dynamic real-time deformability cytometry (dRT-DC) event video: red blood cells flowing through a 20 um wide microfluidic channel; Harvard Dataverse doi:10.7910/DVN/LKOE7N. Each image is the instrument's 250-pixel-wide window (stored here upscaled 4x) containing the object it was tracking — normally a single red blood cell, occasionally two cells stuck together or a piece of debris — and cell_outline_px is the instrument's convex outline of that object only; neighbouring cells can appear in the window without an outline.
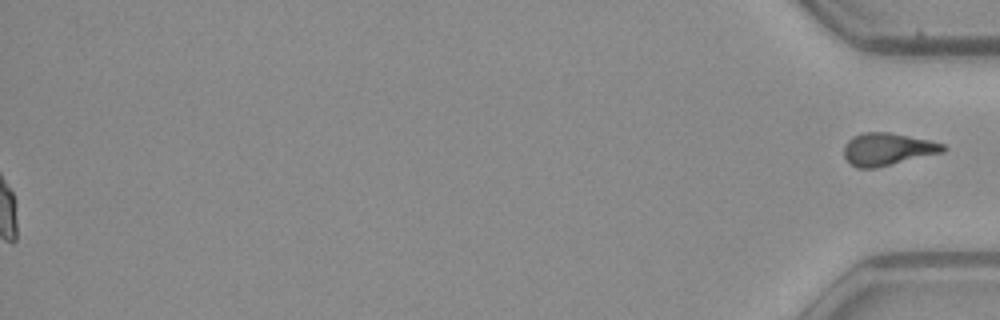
{"species": "common noctule bat (a hibernating species)", "species_latin": "Nyctalus noctula", "temperature_condition": "warm", "stored_images_in_passage": 38, "segment_of_instrument_passage": [2, 2], "camera_frame_rate_fps": 3000, "um_per_image_px": 0.085, "animal": {"sex": "male", "body_mass_g": 23.1, "forearm_length_mm": 52.7}, "frame": {"image": 1, "passage_image": 38, "time_ms": 12.333, "image_size_px": [1000, 320], "cell_outline_px": [[948, 148], [944, 152], [876, 168], [856, 168], [844, 156], [844, 144], [852, 136], [864, 132], [888, 132], [928, 140], [944, 144]], "centroid_in_image_um": [75.43, 12.68], "position_along_channel_um": 359.8, "area_um2": 18.73}}